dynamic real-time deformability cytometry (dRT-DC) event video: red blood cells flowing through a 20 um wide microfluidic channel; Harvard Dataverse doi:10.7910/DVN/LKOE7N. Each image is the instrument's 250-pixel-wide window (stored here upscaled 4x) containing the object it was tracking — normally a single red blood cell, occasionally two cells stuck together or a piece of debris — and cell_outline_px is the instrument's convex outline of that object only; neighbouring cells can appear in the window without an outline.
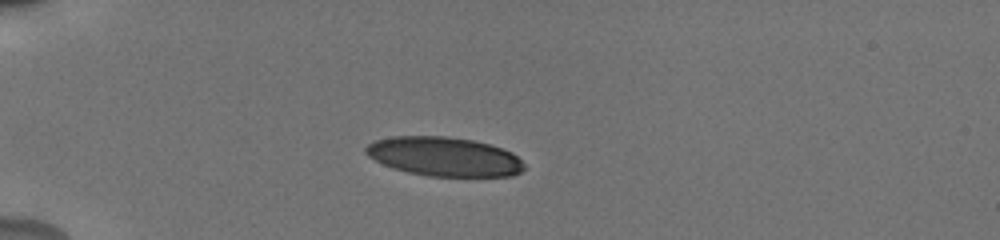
{"species": "human", "species_latin": "Homo sapiens", "temperature_condition": "cold", "stored_images_in_passage": 40, "camera_frame_rate_fps": 3000, "um_per_image_px": 0.085, "donor": {"sex": "male"}, "frame": {"image": 1, "passage_image": 1, "time_ms": 0.0, "image_size_px": [1000, 240], "cell_outline_px": [[524, 168], [520, 172], [512, 176], [428, 176], [408, 172], [392, 168], [368, 156], [364, 152], [364, 148], [368, 144], [376, 140], [392, 136], [448, 136], [472, 140], [488, 144], [512, 152], [524, 164]], "centroid_in_image_um": [37.73, 13.31], "position_along_channel_um": 47.3, "area_um2": 36.01}}
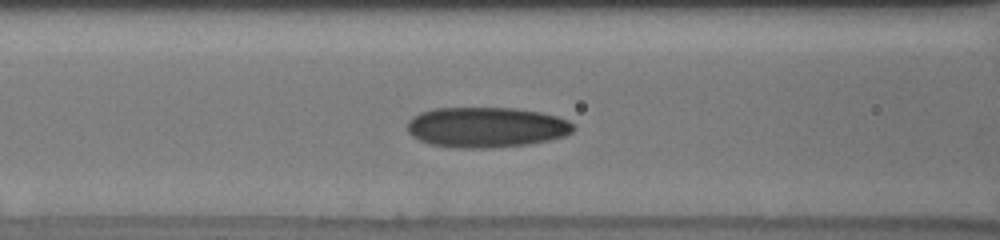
{"frame": {"image": 2, "passage_image": 10, "time_ms": 3.0, "image_size_px": [1000, 240], "cell_outline_px": [[576, 128], [572, 132], [564, 136], [548, 140], [528, 144], [488, 148], [452, 148], [428, 144], [412, 136], [408, 132], [408, 120], [412, 116], [420, 112], [432, 108], [516, 108], [540, 112], [556, 116], [568, 120]], "centroid_in_image_um": [41.3, 10.82], "position_along_channel_um": 125.3, "area_um2": 39.3}}
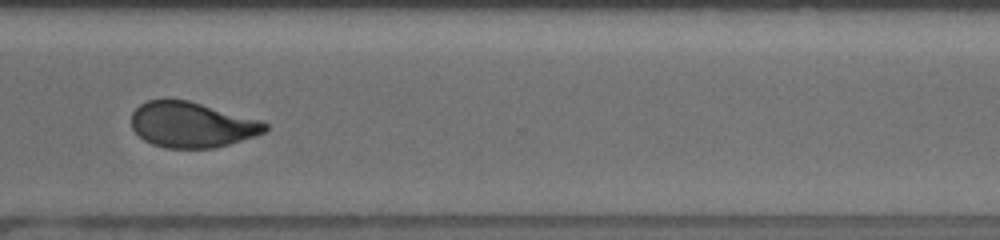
{"frame": {"image": 3, "passage_image": 28, "time_ms": 9.0, "image_size_px": [1000, 240], "cell_outline_px": [[268, 128], [264, 132], [228, 144], [212, 148], [164, 148], [152, 144], [144, 140], [132, 128], [132, 112], [140, 104], [148, 100], [164, 96], [188, 100], [260, 120], [268, 124]], "centroid_in_image_um": [16.24, 10.57], "position_along_channel_um": 354.4, "area_um2": 35.6}, "authors_computed_cell_mechanics": {"area_um2": 37.1076, "velocity_mm_per_s": 3.8232, "shape_relaxation_time_tau1_ms": 4.9943, "shape_relaxation_time_tau2_ms": 1.6466, "deformation_change_tau1": 0.1604, "deformation_change_tau2": 0.0822}}